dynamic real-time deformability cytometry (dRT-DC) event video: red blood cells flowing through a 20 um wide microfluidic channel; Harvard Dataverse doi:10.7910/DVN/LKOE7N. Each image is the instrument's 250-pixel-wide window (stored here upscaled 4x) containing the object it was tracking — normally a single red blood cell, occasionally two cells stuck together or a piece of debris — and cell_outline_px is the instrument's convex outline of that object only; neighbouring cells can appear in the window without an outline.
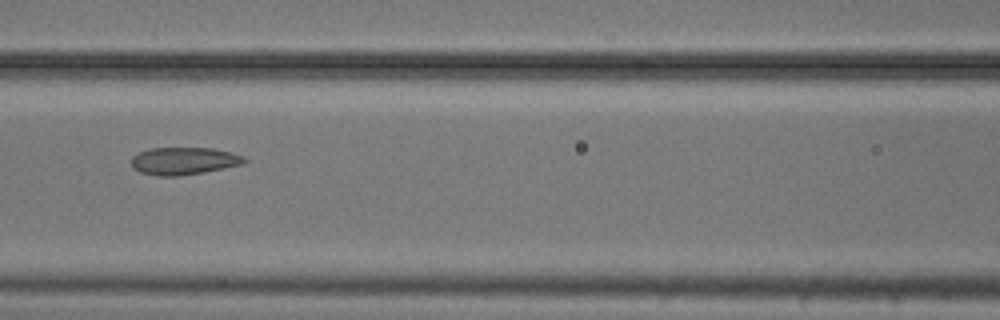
{"species": "common noctule bat (a hibernating species)", "species_latin": "Nyctalus noctula", "temperature_condition": "cold", "stored_images_in_passage": 6, "camera_frame_rate_fps": 3000, "um_per_image_px": 0.085, "animal": {"sex": "male", "body_mass_g": 20.5, "forearm_length_mm": 52.5}, "frame": {"image": 1, "passage_image": 4, "time_ms": 1.0, "image_size_px": [1000, 320], "cell_outline_px": [[248, 160], [244, 164], [204, 172], [180, 176], [156, 176], [140, 172], [132, 168], [132, 156], [148, 148], [212, 148], [232, 152], [244, 156]], "centroid_in_image_um": [15.64, 13.68], "position_along_channel_um": 151.0, "area_um2": 18.26}}
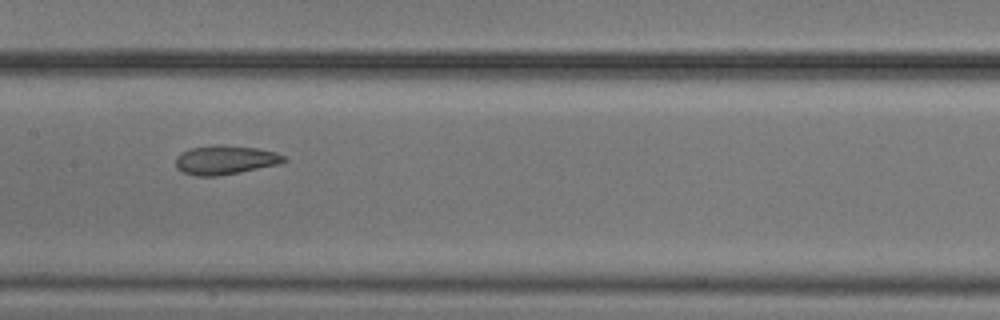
{"frame": {"image": 2, "passage_image": 5, "time_ms": 1.333, "image_size_px": [1000, 320], "cell_outline_px": [[288, 160], [280, 164], [216, 176], [196, 176], [184, 172], [176, 168], [176, 156], [180, 152], [192, 148], [216, 144], [224, 144], [256, 148], [276, 152], [284, 156]], "centroid_in_image_um": [19.14, 13.58], "position_along_channel_um": 188.3, "area_um2": 18.32}}
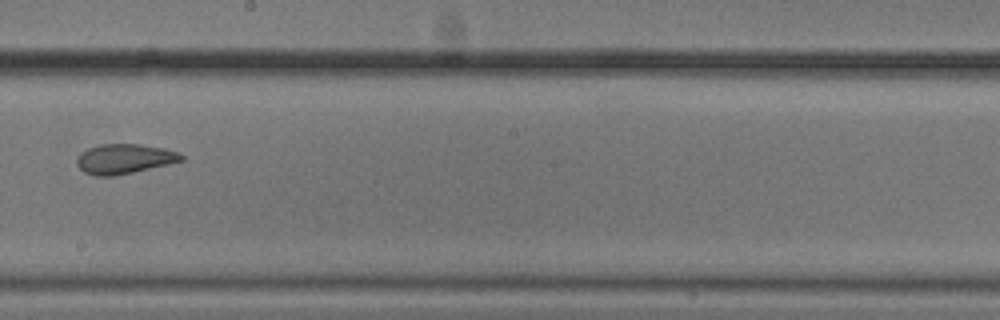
{"frame": {"image": 3, "passage_image": 6, "time_ms": 1.667, "image_size_px": [1000, 320], "cell_outline_px": [[184, 160], [168, 164], [132, 172], [112, 176], [96, 176], [84, 172], [76, 164], [76, 160], [80, 152], [88, 148], [100, 144], [140, 144], [164, 148], [180, 152], [184, 156]], "centroid_in_image_um": [10.56, 13.49], "position_along_channel_um": 237.6, "area_um2": 18.15}}